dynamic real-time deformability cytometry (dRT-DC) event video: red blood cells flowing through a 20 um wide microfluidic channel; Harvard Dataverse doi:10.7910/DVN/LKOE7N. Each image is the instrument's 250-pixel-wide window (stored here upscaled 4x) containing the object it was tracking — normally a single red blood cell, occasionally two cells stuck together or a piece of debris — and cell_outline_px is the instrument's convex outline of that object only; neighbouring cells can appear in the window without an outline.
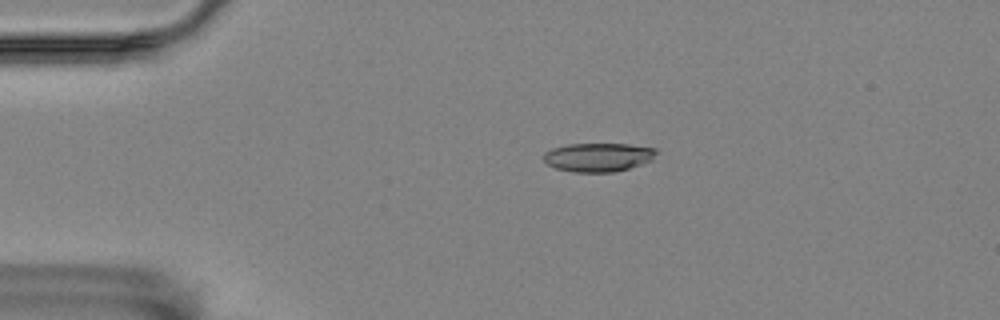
{"species": "Egyptian fruit bat (a non-hibernating species)", "species_latin": "Rousettus aegyptiacus", "temperature_condition": "room temperature", "stored_images_in_passage": 58, "camera_frame_rate_fps": 3000, "um_per_image_px": 0.085, "animal": {"sex": "female"}, "frame": {"image": 1, "passage_image": 12, "time_ms": 3.667, "image_size_px": [1000, 320], "cell_outline_px": [[660, 152], [652, 160], [628, 168], [612, 172], [576, 172], [556, 168], [548, 164], [544, 160], [544, 152], [552, 148], [568, 144], [628, 144], [656, 148]], "centroid_in_image_um": [50.88, 13.35], "position_along_channel_um": 34.1, "area_um2": 18.84}}
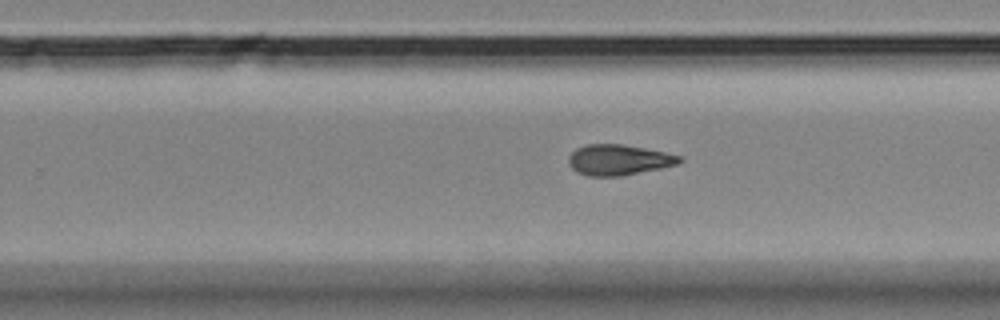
{"frame": {"image": 2, "passage_image": 36, "time_ms": 11.667, "image_size_px": [1000, 320], "cell_outline_px": [[684, 160], [680, 164], [620, 176], [588, 176], [576, 172], [568, 164], [568, 156], [576, 148], [588, 144], [624, 144], [664, 152], [680, 156]], "centroid_in_image_um": [52.57, 13.59], "position_along_channel_um": 277.2, "area_um2": 19.83}}
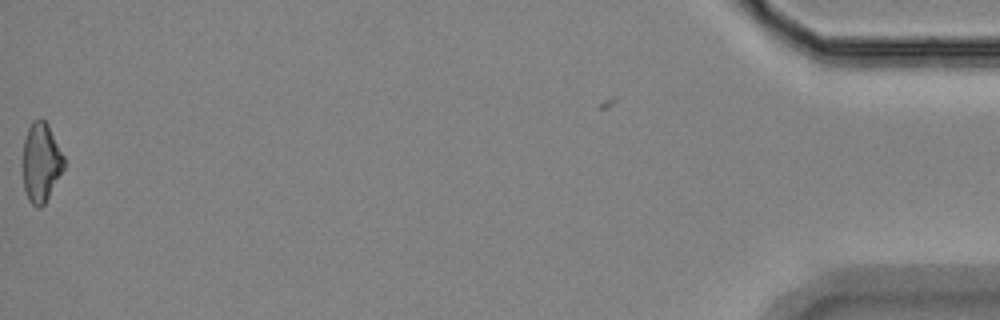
{"frame": {"image": 3, "passage_image": 57, "time_ms": 18.667, "image_size_px": [1000, 320], "cell_outline_px": [[64, 168], [44, 204], [40, 208], [36, 208], [28, 200], [24, 188], [24, 140], [28, 128], [32, 120], [40, 116], [48, 124], [64, 156]], "centroid_in_image_um": [3.49, 13.78], "position_along_channel_um": 431.7, "area_um2": 18.84}, "authors_computed_cell_mechanics": {"area_um2": 19.5653, "velocity_mm_per_s": 3.5431, "shape_relaxation_time_tau1_ms": null, "shape_relaxation_time_tau2_ms": 6.2292, "deformation_change_tau1": null, "deformation_change_tau2": 0.1585}}